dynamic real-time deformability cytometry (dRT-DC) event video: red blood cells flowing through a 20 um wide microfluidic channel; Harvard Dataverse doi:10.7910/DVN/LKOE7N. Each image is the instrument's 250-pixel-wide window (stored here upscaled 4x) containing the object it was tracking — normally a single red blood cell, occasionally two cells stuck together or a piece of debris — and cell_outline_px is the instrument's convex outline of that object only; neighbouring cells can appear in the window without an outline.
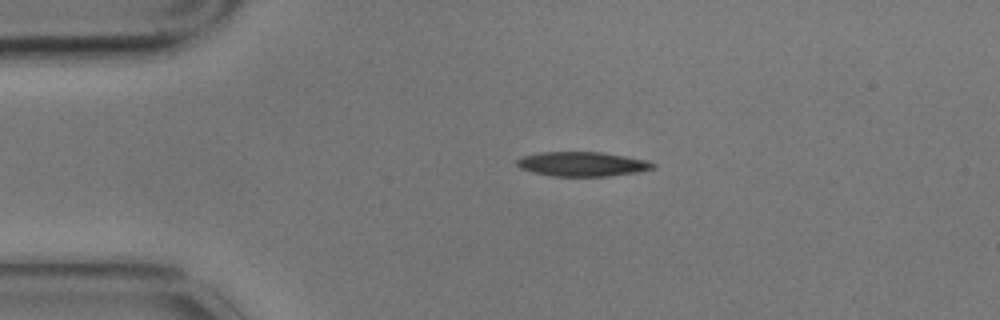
{"species": "common noctule bat (a hibernating species)", "species_latin": "Nyctalus noctula", "temperature_condition": "cold", "stored_images_in_passage": 2, "camera_frame_rate_fps": 3000, "um_per_image_px": 0.085, "animal": {"sex": "male", "body_mass_g": 17.9}, "frame": {"image": 1, "passage_image": 1, "time_ms": 0.0, "image_size_px": [1000, 320], "cell_outline_px": [[656, 168], [640, 172], [608, 176], [552, 176], [532, 172], [520, 168], [516, 164], [516, 160], [520, 156], [540, 152], [600, 152], [624, 156], [644, 160], [656, 164]], "centroid_in_image_um": [49.47, 13.95], "position_along_channel_um": 35.5, "area_um2": 19.48}}